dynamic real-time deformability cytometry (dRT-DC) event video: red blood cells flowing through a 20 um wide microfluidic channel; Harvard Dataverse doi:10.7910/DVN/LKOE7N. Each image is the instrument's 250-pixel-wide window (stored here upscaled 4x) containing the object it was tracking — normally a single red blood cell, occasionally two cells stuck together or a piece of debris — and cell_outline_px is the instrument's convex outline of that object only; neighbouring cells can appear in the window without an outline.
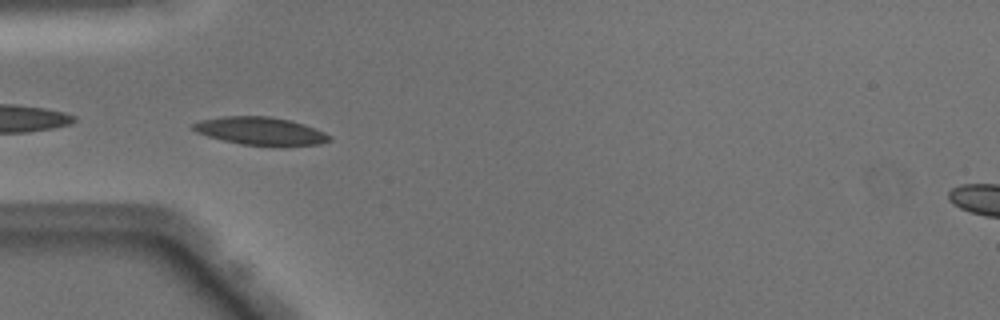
{"species": "Egyptian fruit bat (a non-hibernating species)", "species_latin": "Rousettus aegyptiacus", "temperature_condition": "warm", "stored_images_in_passage": 50, "camera_frame_rate_fps": 3000, "um_per_image_px": 0.085, "animal": {"sex": "male"}, "frame": {"image": 1, "passage_image": 16, "time_ms": 5.0, "image_size_px": [1000, 320], "cell_outline_px": [[332, 140], [320, 144], [284, 148], [240, 144], [208, 136], [196, 132], [192, 128], [192, 124], [200, 120], [224, 116], [268, 116], [292, 120], [304, 124], [324, 132], [332, 136]], "centroid_in_image_um": [22.21, 11.17], "position_along_channel_um": 62.8, "area_um2": 22.77}}
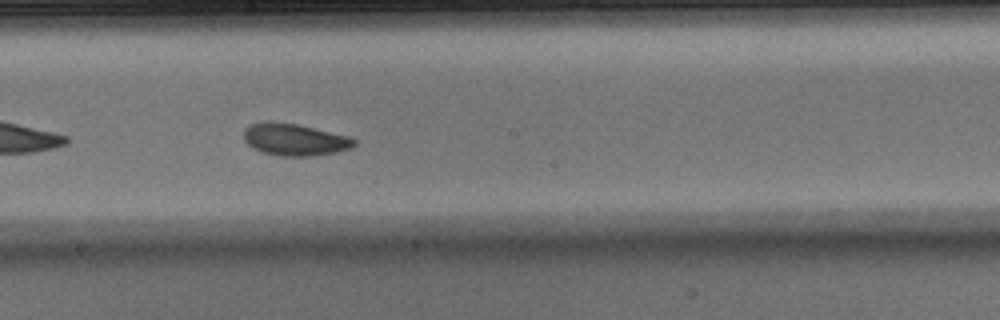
{"frame": {"image": 2, "passage_image": 28, "time_ms": 9.0, "image_size_px": [1000, 320], "cell_outline_px": [[356, 144], [352, 148], [336, 152], [316, 156], [280, 156], [264, 152], [252, 148], [244, 140], [244, 128], [248, 124], [264, 120], [272, 120], [296, 124], [352, 136], [356, 140]], "centroid_in_image_um": [25.04, 11.84], "position_along_channel_um": 223.2, "area_um2": 21.1}}
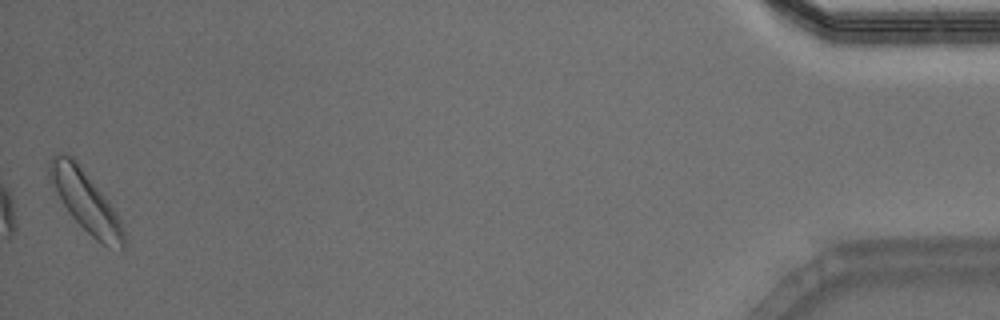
{"frame": {"image": 3, "passage_image": 50, "time_ms": 16.333, "image_size_px": [1000, 320], "cell_outline_px": [[124, 248], [108, 248], [100, 244], [68, 212], [48, 176], [48, 164], [52, 156], [56, 152], [64, 152], [72, 156], [76, 160], [108, 200], [116, 212], [120, 220], [124, 232]], "centroid_in_image_um": [7.27, 17.07], "position_along_channel_um": 427.9, "area_um2": 26.01}, "authors_computed_cell_mechanics": {"area_um2": 21.3571, "velocity_mm_per_s": 4.0254, "shape_relaxation_time_tau1_ms": 2.7829, "shape_relaxation_time_tau2_ms": 4.8351, "deformation_change_tau1": 0.1086, "deformation_change_tau2": 0.0756}}